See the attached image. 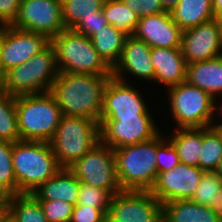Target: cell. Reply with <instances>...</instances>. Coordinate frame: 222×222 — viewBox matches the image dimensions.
<instances>
[{
	"label": "cell",
	"instance_id": "obj_1",
	"mask_svg": "<svg viewBox=\"0 0 222 222\" xmlns=\"http://www.w3.org/2000/svg\"><path fill=\"white\" fill-rule=\"evenodd\" d=\"M112 75L59 72L50 93L62 115L100 120L106 85Z\"/></svg>",
	"mask_w": 222,
	"mask_h": 222
},
{
	"label": "cell",
	"instance_id": "obj_2",
	"mask_svg": "<svg viewBox=\"0 0 222 222\" xmlns=\"http://www.w3.org/2000/svg\"><path fill=\"white\" fill-rule=\"evenodd\" d=\"M13 171L18 194H32L62 169L49 142L19 140L13 143Z\"/></svg>",
	"mask_w": 222,
	"mask_h": 222
},
{
	"label": "cell",
	"instance_id": "obj_3",
	"mask_svg": "<svg viewBox=\"0 0 222 222\" xmlns=\"http://www.w3.org/2000/svg\"><path fill=\"white\" fill-rule=\"evenodd\" d=\"M20 140L49 142L62 117L50 92L16 96Z\"/></svg>",
	"mask_w": 222,
	"mask_h": 222
},
{
	"label": "cell",
	"instance_id": "obj_4",
	"mask_svg": "<svg viewBox=\"0 0 222 222\" xmlns=\"http://www.w3.org/2000/svg\"><path fill=\"white\" fill-rule=\"evenodd\" d=\"M59 72L73 74L112 75L91 38L73 29H64L50 39Z\"/></svg>",
	"mask_w": 222,
	"mask_h": 222
},
{
	"label": "cell",
	"instance_id": "obj_5",
	"mask_svg": "<svg viewBox=\"0 0 222 222\" xmlns=\"http://www.w3.org/2000/svg\"><path fill=\"white\" fill-rule=\"evenodd\" d=\"M116 174L122 190L150 191L157 171V137L150 141L113 149Z\"/></svg>",
	"mask_w": 222,
	"mask_h": 222
},
{
	"label": "cell",
	"instance_id": "obj_6",
	"mask_svg": "<svg viewBox=\"0 0 222 222\" xmlns=\"http://www.w3.org/2000/svg\"><path fill=\"white\" fill-rule=\"evenodd\" d=\"M58 73L55 52L49 43L28 61L6 71L0 90L11 96L49 92Z\"/></svg>",
	"mask_w": 222,
	"mask_h": 222
},
{
	"label": "cell",
	"instance_id": "obj_7",
	"mask_svg": "<svg viewBox=\"0 0 222 222\" xmlns=\"http://www.w3.org/2000/svg\"><path fill=\"white\" fill-rule=\"evenodd\" d=\"M100 142L99 121L82 116L62 115L49 141L61 168H68Z\"/></svg>",
	"mask_w": 222,
	"mask_h": 222
},
{
	"label": "cell",
	"instance_id": "obj_8",
	"mask_svg": "<svg viewBox=\"0 0 222 222\" xmlns=\"http://www.w3.org/2000/svg\"><path fill=\"white\" fill-rule=\"evenodd\" d=\"M171 115L176 128H204L214 126L217 100L206 91L184 81L167 88Z\"/></svg>",
	"mask_w": 222,
	"mask_h": 222
},
{
	"label": "cell",
	"instance_id": "obj_9",
	"mask_svg": "<svg viewBox=\"0 0 222 222\" xmlns=\"http://www.w3.org/2000/svg\"><path fill=\"white\" fill-rule=\"evenodd\" d=\"M68 169L80 183L105 189L112 196L122 191L116 174L113 149L101 141Z\"/></svg>",
	"mask_w": 222,
	"mask_h": 222
},
{
	"label": "cell",
	"instance_id": "obj_10",
	"mask_svg": "<svg viewBox=\"0 0 222 222\" xmlns=\"http://www.w3.org/2000/svg\"><path fill=\"white\" fill-rule=\"evenodd\" d=\"M106 222H163V205L150 191L122 190L111 197Z\"/></svg>",
	"mask_w": 222,
	"mask_h": 222
},
{
	"label": "cell",
	"instance_id": "obj_11",
	"mask_svg": "<svg viewBox=\"0 0 222 222\" xmlns=\"http://www.w3.org/2000/svg\"><path fill=\"white\" fill-rule=\"evenodd\" d=\"M99 124L100 141L112 149L150 141L161 133L153 117L100 119Z\"/></svg>",
	"mask_w": 222,
	"mask_h": 222
},
{
	"label": "cell",
	"instance_id": "obj_12",
	"mask_svg": "<svg viewBox=\"0 0 222 222\" xmlns=\"http://www.w3.org/2000/svg\"><path fill=\"white\" fill-rule=\"evenodd\" d=\"M11 25L43 34L50 40L66 29L61 0H21L18 16Z\"/></svg>",
	"mask_w": 222,
	"mask_h": 222
},
{
	"label": "cell",
	"instance_id": "obj_13",
	"mask_svg": "<svg viewBox=\"0 0 222 222\" xmlns=\"http://www.w3.org/2000/svg\"><path fill=\"white\" fill-rule=\"evenodd\" d=\"M49 43L43 34L5 25L0 31V64L4 73L28 61Z\"/></svg>",
	"mask_w": 222,
	"mask_h": 222
},
{
	"label": "cell",
	"instance_id": "obj_14",
	"mask_svg": "<svg viewBox=\"0 0 222 222\" xmlns=\"http://www.w3.org/2000/svg\"><path fill=\"white\" fill-rule=\"evenodd\" d=\"M130 82L114 78L108 81L104 90L103 109L100 119H120V117H151L141 92Z\"/></svg>",
	"mask_w": 222,
	"mask_h": 222
},
{
	"label": "cell",
	"instance_id": "obj_15",
	"mask_svg": "<svg viewBox=\"0 0 222 222\" xmlns=\"http://www.w3.org/2000/svg\"><path fill=\"white\" fill-rule=\"evenodd\" d=\"M180 49L187 64L222 55V25L220 20L213 18L182 31Z\"/></svg>",
	"mask_w": 222,
	"mask_h": 222
},
{
	"label": "cell",
	"instance_id": "obj_16",
	"mask_svg": "<svg viewBox=\"0 0 222 222\" xmlns=\"http://www.w3.org/2000/svg\"><path fill=\"white\" fill-rule=\"evenodd\" d=\"M204 172L199 167L179 163L175 168L160 172L150 192L161 204L191 199Z\"/></svg>",
	"mask_w": 222,
	"mask_h": 222
},
{
	"label": "cell",
	"instance_id": "obj_17",
	"mask_svg": "<svg viewBox=\"0 0 222 222\" xmlns=\"http://www.w3.org/2000/svg\"><path fill=\"white\" fill-rule=\"evenodd\" d=\"M133 36L146 42L151 48H180L181 28L168 11L139 18Z\"/></svg>",
	"mask_w": 222,
	"mask_h": 222
},
{
	"label": "cell",
	"instance_id": "obj_18",
	"mask_svg": "<svg viewBox=\"0 0 222 222\" xmlns=\"http://www.w3.org/2000/svg\"><path fill=\"white\" fill-rule=\"evenodd\" d=\"M151 47L133 35L126 37L118 63L112 69V76L127 82L124 74L145 81H154V67L151 62Z\"/></svg>",
	"mask_w": 222,
	"mask_h": 222
},
{
	"label": "cell",
	"instance_id": "obj_19",
	"mask_svg": "<svg viewBox=\"0 0 222 222\" xmlns=\"http://www.w3.org/2000/svg\"><path fill=\"white\" fill-rule=\"evenodd\" d=\"M154 82L169 88L186 81L187 63L180 48H151Z\"/></svg>",
	"mask_w": 222,
	"mask_h": 222
},
{
	"label": "cell",
	"instance_id": "obj_20",
	"mask_svg": "<svg viewBox=\"0 0 222 222\" xmlns=\"http://www.w3.org/2000/svg\"><path fill=\"white\" fill-rule=\"evenodd\" d=\"M79 186L80 182L76 176L68 168H62L32 195L38 201L63 200L75 206L78 201Z\"/></svg>",
	"mask_w": 222,
	"mask_h": 222
},
{
	"label": "cell",
	"instance_id": "obj_21",
	"mask_svg": "<svg viewBox=\"0 0 222 222\" xmlns=\"http://www.w3.org/2000/svg\"><path fill=\"white\" fill-rule=\"evenodd\" d=\"M186 81L206 91L215 100L222 96V55L187 64Z\"/></svg>",
	"mask_w": 222,
	"mask_h": 222
},
{
	"label": "cell",
	"instance_id": "obj_22",
	"mask_svg": "<svg viewBox=\"0 0 222 222\" xmlns=\"http://www.w3.org/2000/svg\"><path fill=\"white\" fill-rule=\"evenodd\" d=\"M163 205V222H222L210 207L185 199Z\"/></svg>",
	"mask_w": 222,
	"mask_h": 222
},
{
	"label": "cell",
	"instance_id": "obj_23",
	"mask_svg": "<svg viewBox=\"0 0 222 222\" xmlns=\"http://www.w3.org/2000/svg\"><path fill=\"white\" fill-rule=\"evenodd\" d=\"M170 13L182 31L215 18L212 0H179Z\"/></svg>",
	"mask_w": 222,
	"mask_h": 222
},
{
	"label": "cell",
	"instance_id": "obj_24",
	"mask_svg": "<svg viewBox=\"0 0 222 222\" xmlns=\"http://www.w3.org/2000/svg\"><path fill=\"white\" fill-rule=\"evenodd\" d=\"M127 36L122 30L108 24L91 37L94 48L111 69L114 68L121 57Z\"/></svg>",
	"mask_w": 222,
	"mask_h": 222
},
{
	"label": "cell",
	"instance_id": "obj_25",
	"mask_svg": "<svg viewBox=\"0 0 222 222\" xmlns=\"http://www.w3.org/2000/svg\"><path fill=\"white\" fill-rule=\"evenodd\" d=\"M168 139L177 150L180 163L199 167L202 128H176Z\"/></svg>",
	"mask_w": 222,
	"mask_h": 222
},
{
	"label": "cell",
	"instance_id": "obj_26",
	"mask_svg": "<svg viewBox=\"0 0 222 222\" xmlns=\"http://www.w3.org/2000/svg\"><path fill=\"white\" fill-rule=\"evenodd\" d=\"M222 158V132L217 126L202 128V148L199 168L215 171Z\"/></svg>",
	"mask_w": 222,
	"mask_h": 222
},
{
	"label": "cell",
	"instance_id": "obj_27",
	"mask_svg": "<svg viewBox=\"0 0 222 222\" xmlns=\"http://www.w3.org/2000/svg\"><path fill=\"white\" fill-rule=\"evenodd\" d=\"M102 11L108 24L122 30L128 36L133 35L139 18L122 0H106Z\"/></svg>",
	"mask_w": 222,
	"mask_h": 222
},
{
	"label": "cell",
	"instance_id": "obj_28",
	"mask_svg": "<svg viewBox=\"0 0 222 222\" xmlns=\"http://www.w3.org/2000/svg\"><path fill=\"white\" fill-rule=\"evenodd\" d=\"M9 211L18 222H48L39 201L32 194L8 196Z\"/></svg>",
	"mask_w": 222,
	"mask_h": 222
},
{
	"label": "cell",
	"instance_id": "obj_29",
	"mask_svg": "<svg viewBox=\"0 0 222 222\" xmlns=\"http://www.w3.org/2000/svg\"><path fill=\"white\" fill-rule=\"evenodd\" d=\"M20 140L16 112V96L0 90V141Z\"/></svg>",
	"mask_w": 222,
	"mask_h": 222
},
{
	"label": "cell",
	"instance_id": "obj_30",
	"mask_svg": "<svg viewBox=\"0 0 222 222\" xmlns=\"http://www.w3.org/2000/svg\"><path fill=\"white\" fill-rule=\"evenodd\" d=\"M104 2L105 0H61L65 28L73 29L80 20L100 11Z\"/></svg>",
	"mask_w": 222,
	"mask_h": 222
},
{
	"label": "cell",
	"instance_id": "obj_31",
	"mask_svg": "<svg viewBox=\"0 0 222 222\" xmlns=\"http://www.w3.org/2000/svg\"><path fill=\"white\" fill-rule=\"evenodd\" d=\"M222 191V178L215 171H205L204 175L190 199L199 205L211 207Z\"/></svg>",
	"mask_w": 222,
	"mask_h": 222
},
{
	"label": "cell",
	"instance_id": "obj_32",
	"mask_svg": "<svg viewBox=\"0 0 222 222\" xmlns=\"http://www.w3.org/2000/svg\"><path fill=\"white\" fill-rule=\"evenodd\" d=\"M13 142L0 141V188L8 195H17V182L12 162Z\"/></svg>",
	"mask_w": 222,
	"mask_h": 222
},
{
	"label": "cell",
	"instance_id": "obj_33",
	"mask_svg": "<svg viewBox=\"0 0 222 222\" xmlns=\"http://www.w3.org/2000/svg\"><path fill=\"white\" fill-rule=\"evenodd\" d=\"M112 195L105 189L80 183L76 205H87L108 211Z\"/></svg>",
	"mask_w": 222,
	"mask_h": 222
},
{
	"label": "cell",
	"instance_id": "obj_34",
	"mask_svg": "<svg viewBox=\"0 0 222 222\" xmlns=\"http://www.w3.org/2000/svg\"><path fill=\"white\" fill-rule=\"evenodd\" d=\"M156 160L158 174L175 168L180 163L176 148L167 136L165 137L164 134L162 135V132L157 136Z\"/></svg>",
	"mask_w": 222,
	"mask_h": 222
},
{
	"label": "cell",
	"instance_id": "obj_35",
	"mask_svg": "<svg viewBox=\"0 0 222 222\" xmlns=\"http://www.w3.org/2000/svg\"><path fill=\"white\" fill-rule=\"evenodd\" d=\"M48 222H70L74 205L63 200L39 201Z\"/></svg>",
	"mask_w": 222,
	"mask_h": 222
},
{
	"label": "cell",
	"instance_id": "obj_36",
	"mask_svg": "<svg viewBox=\"0 0 222 222\" xmlns=\"http://www.w3.org/2000/svg\"><path fill=\"white\" fill-rule=\"evenodd\" d=\"M108 25L102 9L93 13L92 16L84 18L73 28L77 33L91 38L97 31Z\"/></svg>",
	"mask_w": 222,
	"mask_h": 222
},
{
	"label": "cell",
	"instance_id": "obj_37",
	"mask_svg": "<svg viewBox=\"0 0 222 222\" xmlns=\"http://www.w3.org/2000/svg\"><path fill=\"white\" fill-rule=\"evenodd\" d=\"M106 209L75 205L70 222H106Z\"/></svg>",
	"mask_w": 222,
	"mask_h": 222
},
{
	"label": "cell",
	"instance_id": "obj_38",
	"mask_svg": "<svg viewBox=\"0 0 222 222\" xmlns=\"http://www.w3.org/2000/svg\"><path fill=\"white\" fill-rule=\"evenodd\" d=\"M138 18L165 12L161 0H122Z\"/></svg>",
	"mask_w": 222,
	"mask_h": 222
},
{
	"label": "cell",
	"instance_id": "obj_39",
	"mask_svg": "<svg viewBox=\"0 0 222 222\" xmlns=\"http://www.w3.org/2000/svg\"><path fill=\"white\" fill-rule=\"evenodd\" d=\"M21 0H0V21L4 25H11L17 18Z\"/></svg>",
	"mask_w": 222,
	"mask_h": 222
},
{
	"label": "cell",
	"instance_id": "obj_40",
	"mask_svg": "<svg viewBox=\"0 0 222 222\" xmlns=\"http://www.w3.org/2000/svg\"><path fill=\"white\" fill-rule=\"evenodd\" d=\"M212 8L215 18L222 19V0H212Z\"/></svg>",
	"mask_w": 222,
	"mask_h": 222
},
{
	"label": "cell",
	"instance_id": "obj_41",
	"mask_svg": "<svg viewBox=\"0 0 222 222\" xmlns=\"http://www.w3.org/2000/svg\"><path fill=\"white\" fill-rule=\"evenodd\" d=\"M218 216L222 218V191L220 192V196L217 199V202H215L210 207Z\"/></svg>",
	"mask_w": 222,
	"mask_h": 222
},
{
	"label": "cell",
	"instance_id": "obj_42",
	"mask_svg": "<svg viewBox=\"0 0 222 222\" xmlns=\"http://www.w3.org/2000/svg\"><path fill=\"white\" fill-rule=\"evenodd\" d=\"M178 2L179 0H161L163 8L168 12L172 11V9L177 6Z\"/></svg>",
	"mask_w": 222,
	"mask_h": 222
},
{
	"label": "cell",
	"instance_id": "obj_43",
	"mask_svg": "<svg viewBox=\"0 0 222 222\" xmlns=\"http://www.w3.org/2000/svg\"><path fill=\"white\" fill-rule=\"evenodd\" d=\"M8 211H9V203H0V222Z\"/></svg>",
	"mask_w": 222,
	"mask_h": 222
},
{
	"label": "cell",
	"instance_id": "obj_44",
	"mask_svg": "<svg viewBox=\"0 0 222 222\" xmlns=\"http://www.w3.org/2000/svg\"><path fill=\"white\" fill-rule=\"evenodd\" d=\"M1 222H18L14 215L8 211L5 216L2 218Z\"/></svg>",
	"mask_w": 222,
	"mask_h": 222
},
{
	"label": "cell",
	"instance_id": "obj_45",
	"mask_svg": "<svg viewBox=\"0 0 222 222\" xmlns=\"http://www.w3.org/2000/svg\"><path fill=\"white\" fill-rule=\"evenodd\" d=\"M0 203H9L8 195L0 188Z\"/></svg>",
	"mask_w": 222,
	"mask_h": 222
},
{
	"label": "cell",
	"instance_id": "obj_46",
	"mask_svg": "<svg viewBox=\"0 0 222 222\" xmlns=\"http://www.w3.org/2000/svg\"><path fill=\"white\" fill-rule=\"evenodd\" d=\"M215 172L222 178V158Z\"/></svg>",
	"mask_w": 222,
	"mask_h": 222
},
{
	"label": "cell",
	"instance_id": "obj_47",
	"mask_svg": "<svg viewBox=\"0 0 222 222\" xmlns=\"http://www.w3.org/2000/svg\"><path fill=\"white\" fill-rule=\"evenodd\" d=\"M4 76H5V73H4V71H3L2 67H1V64H0V85L3 82V80H4Z\"/></svg>",
	"mask_w": 222,
	"mask_h": 222
},
{
	"label": "cell",
	"instance_id": "obj_48",
	"mask_svg": "<svg viewBox=\"0 0 222 222\" xmlns=\"http://www.w3.org/2000/svg\"><path fill=\"white\" fill-rule=\"evenodd\" d=\"M215 126L219 128V130L222 132V123L218 122V124L215 123Z\"/></svg>",
	"mask_w": 222,
	"mask_h": 222
},
{
	"label": "cell",
	"instance_id": "obj_49",
	"mask_svg": "<svg viewBox=\"0 0 222 222\" xmlns=\"http://www.w3.org/2000/svg\"><path fill=\"white\" fill-rule=\"evenodd\" d=\"M221 105H222V104H220V105H219L220 107H218V104H217V108H216V109H217V111L221 110V111L218 112V113H221V116H222V106H221ZM218 109H219V110H218Z\"/></svg>",
	"mask_w": 222,
	"mask_h": 222
},
{
	"label": "cell",
	"instance_id": "obj_50",
	"mask_svg": "<svg viewBox=\"0 0 222 222\" xmlns=\"http://www.w3.org/2000/svg\"><path fill=\"white\" fill-rule=\"evenodd\" d=\"M5 25L0 21V31L3 29Z\"/></svg>",
	"mask_w": 222,
	"mask_h": 222
}]
</instances>
